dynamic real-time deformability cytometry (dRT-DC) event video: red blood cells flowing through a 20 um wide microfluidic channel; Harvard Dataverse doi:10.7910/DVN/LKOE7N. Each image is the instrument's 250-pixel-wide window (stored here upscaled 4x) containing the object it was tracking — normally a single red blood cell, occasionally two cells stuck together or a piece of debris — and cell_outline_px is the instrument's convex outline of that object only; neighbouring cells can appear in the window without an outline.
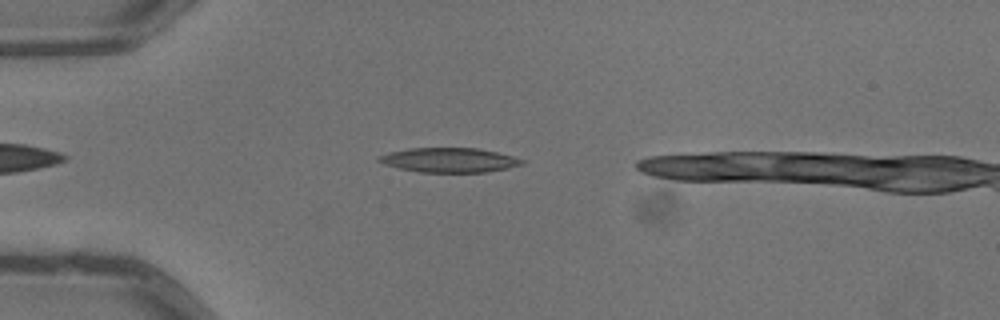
{"species": "common noctule bat (a hibernating species)", "species_latin": "Nyctalus noctula", "temperature_condition": "warm", "stored_images_in_passage": 3, "camera_frame_rate_fps": 3000, "um_per_image_px": 0.085, "animal": {"sex": "male", "body_mass_g": 13.3}, "frame": {"image": 1, "passage_image": 3, "time_ms": 0.667, "image_size_px": [1000, 320], "cell_outline_px": [[524, 164], [508, 168], [488, 172], [420, 172], [400, 168], [384, 164], [376, 160], [376, 156], [388, 152], [408, 148], [476, 148], [496, 152], [512, 156], [524, 160]], "centroid_in_image_um": [38.15, 13.6], "position_along_channel_um": 46.9, "area_um2": 20.46}}